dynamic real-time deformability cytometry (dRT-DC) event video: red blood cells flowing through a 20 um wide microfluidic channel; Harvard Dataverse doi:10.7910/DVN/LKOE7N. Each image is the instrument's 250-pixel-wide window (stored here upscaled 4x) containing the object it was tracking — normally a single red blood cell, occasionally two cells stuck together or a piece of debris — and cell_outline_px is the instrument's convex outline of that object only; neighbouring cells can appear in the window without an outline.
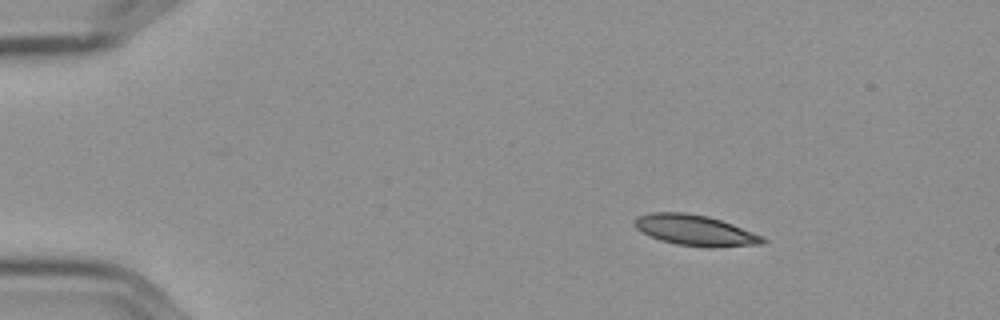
{"species": "Egyptian fruit bat (a non-hibernating species)", "species_latin": "Rousettus aegyptiacus", "temperature_condition": "cold", "stored_images_in_passage": 49, "camera_frame_rate_fps": 3000, "um_per_image_px": 0.085, "frame": {"image": 1, "passage_image": 1, "time_ms": 0.0, "image_size_px": [1000, 320], "cell_outline_px": [[768, 240], [764, 244], [708, 248], [676, 244], [660, 240], [648, 236], [640, 232], [636, 228], [636, 220], [640, 216], [652, 212], [684, 212], [708, 216], [732, 224], [764, 236]], "centroid_in_image_um": [59.13, 19.59], "position_along_channel_um": 25.9, "area_um2": 23.0}}
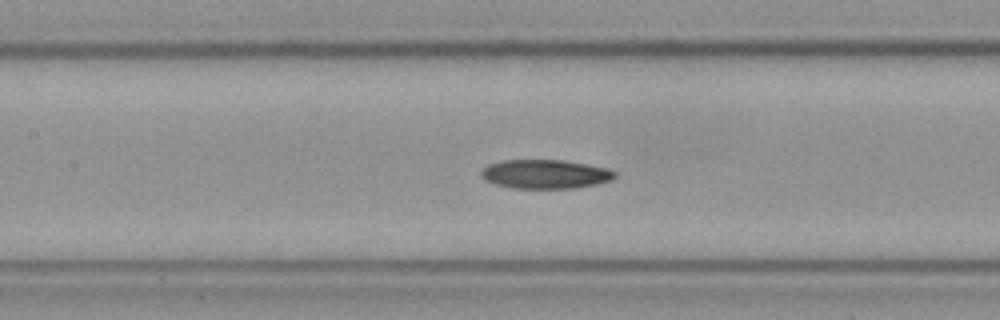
{"frame": {"image": 2, "passage_image": 19, "time_ms": 6.0, "image_size_px": [1000, 320], "cell_outline_px": [[616, 176], [612, 180], [596, 184], [576, 188], [512, 188], [496, 184], [484, 180], [480, 176], [480, 172], [488, 164], [504, 160], [564, 160], [608, 168], [616, 172]], "centroid_in_image_um": [46.35, 14.8], "position_along_channel_um": 161.1, "area_um2": 22.66}}
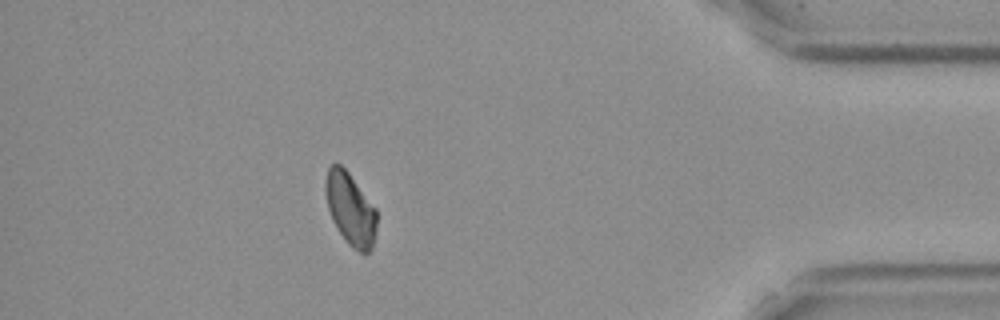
{"frame": {"image": 3, "passage_image": 43, "time_ms": 14.0, "image_size_px": [1000, 320], "cell_outline_px": [[376, 228], [372, 248], [364, 256], [352, 248], [344, 240], [336, 228], [332, 220], [328, 208], [324, 192], [324, 180], [328, 168], [332, 164], [340, 164], [348, 172], [376, 208]], "centroid_in_image_um": [29.76, 17.79], "position_along_channel_um": 405.4, "area_um2": 21.91}}